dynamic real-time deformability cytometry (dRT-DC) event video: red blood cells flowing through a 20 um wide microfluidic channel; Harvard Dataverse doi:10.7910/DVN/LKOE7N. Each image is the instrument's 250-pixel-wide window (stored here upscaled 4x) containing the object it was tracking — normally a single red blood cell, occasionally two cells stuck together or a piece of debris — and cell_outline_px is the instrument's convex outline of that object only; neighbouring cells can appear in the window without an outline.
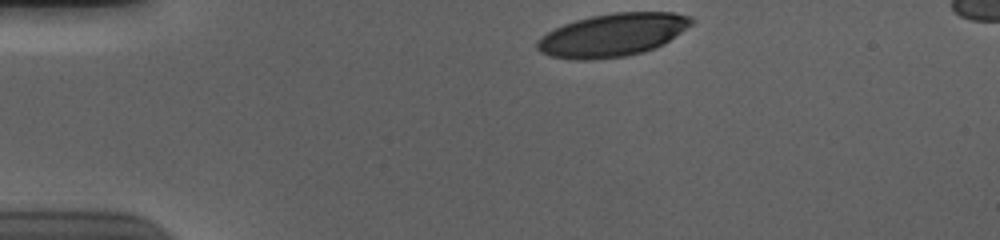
{"species": "human", "species_latin": "Homo sapiens", "temperature_condition": "cold", "stored_images_in_passage": 36, "camera_frame_rate_fps": 3000, "um_per_image_px": 0.085, "donor": {"sex": "male"}, "frame": {"image": 1, "passage_image": 1, "time_ms": 0.0, "image_size_px": [1000, 240], "cell_outline_px": [[696, 20], [692, 24], [664, 44], [656, 48], [644, 52], [624, 56], [592, 60], [576, 60], [548, 56], [540, 52], [536, 48], [536, 40], [540, 36], [564, 24], [576, 20], [592, 16], [616, 12], [672, 12], [692, 16]], "centroid_in_image_um": [52.07, 2.98], "position_along_channel_um": 32.9, "area_um2": 38.84}}
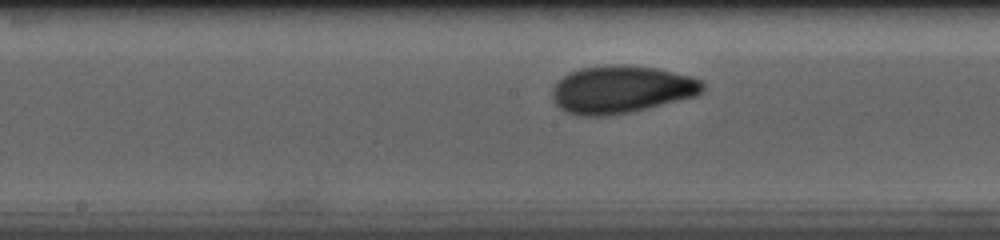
{"frame": {"image": 2, "passage_image": 19, "time_ms": 6.0, "image_size_px": [1000, 240], "cell_outline_px": [[704, 92], [696, 96], [632, 112], [608, 116], [580, 116], [568, 112], [560, 108], [556, 104], [552, 96], [552, 88], [568, 72], [580, 68], [612, 64], [624, 64], [656, 68], [692, 76], [700, 80], [704, 84]], "centroid_in_image_um": [52.83, 7.6], "position_along_channel_um": 195.4, "area_um2": 41.96}}
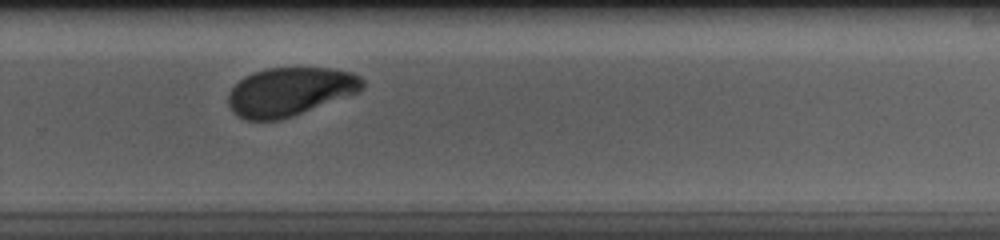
{"frame": {"image": 3, "passage_image": 28, "time_ms": 9.0, "image_size_px": [1000, 240], "cell_outline_px": [[364, 88], [348, 96], [292, 116], [280, 120], [244, 120], [236, 116], [232, 112], [228, 104], [228, 92], [244, 76], [252, 72], [268, 68], [332, 68], [352, 72], [360, 76], [364, 80]], "centroid_in_image_um": [24.62, 7.79], "position_along_channel_um": 305.2, "area_um2": 38.03}, "authors_computed_cell_mechanics": {"area_um2": 39.593, "velocity_mm_per_s": 3.6766, "shape_relaxation_time_tau1_ms": 3.0898, "shape_relaxation_time_tau2_ms": 1.2042, "deformation_change_tau1": 0.1353, "deformation_change_tau2": 0.0568}}